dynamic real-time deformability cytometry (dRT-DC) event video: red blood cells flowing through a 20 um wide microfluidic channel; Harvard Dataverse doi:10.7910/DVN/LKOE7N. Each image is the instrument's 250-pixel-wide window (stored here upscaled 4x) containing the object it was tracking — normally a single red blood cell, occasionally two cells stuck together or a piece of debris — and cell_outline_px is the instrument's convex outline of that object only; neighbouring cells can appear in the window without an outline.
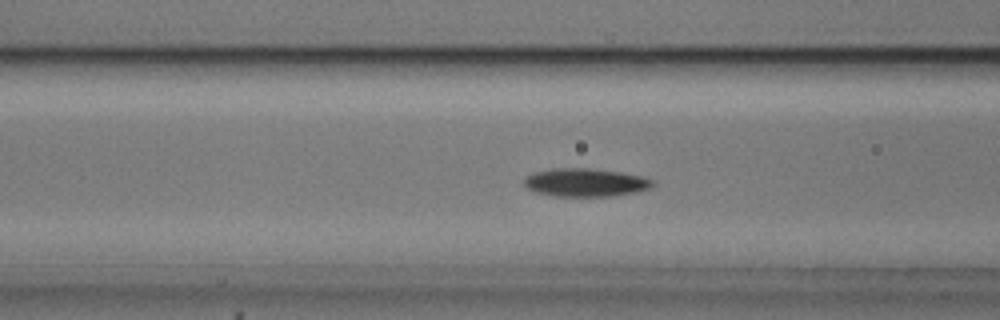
{"species": "common noctule bat (a hibernating species)", "species_latin": "Nyctalus noctula", "temperature_condition": "cold", "stored_images_in_passage": 55, "camera_frame_rate_fps": 3000, "um_per_image_px": 0.085, "animal": {"sex": "male", "body_mass_g": 20.5, "forearm_length_mm": 52.5}, "frame": {"image": 1, "passage_image": 21, "time_ms": 6.667, "image_size_px": [1000, 320], "cell_outline_px": [[656, 184], [652, 188], [636, 192], [612, 196], [552, 196], [536, 192], [528, 188], [524, 184], [524, 180], [532, 172], [552, 168], [588, 168], [620, 172], [640, 176], [656, 180]], "centroid_in_image_um": [49.8, 15.51], "position_along_channel_um": 116.8, "area_um2": 21.27}}
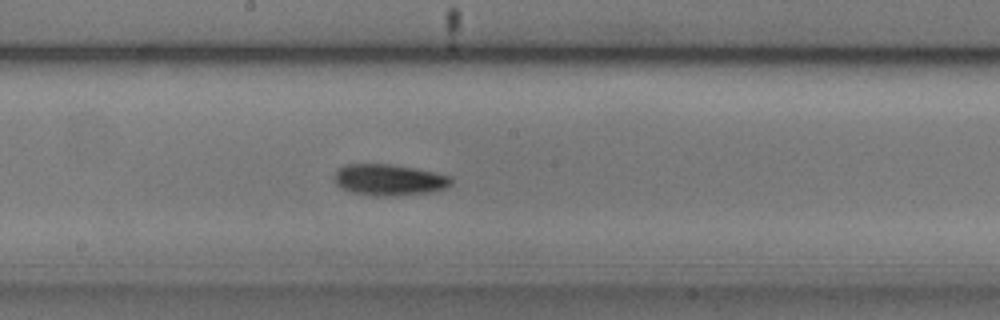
{"frame": {"image": 2, "passage_image": 29, "time_ms": 9.333, "image_size_px": [1000, 320], "cell_outline_px": [[452, 184], [448, 188], [436, 192], [396, 196], [372, 196], [352, 192], [340, 188], [336, 184], [332, 176], [336, 168], [344, 164], [388, 164], [416, 168], [452, 176]], "centroid_in_image_um": [33.07, 15.29], "position_along_channel_um": 215.1, "area_um2": 21.96}}
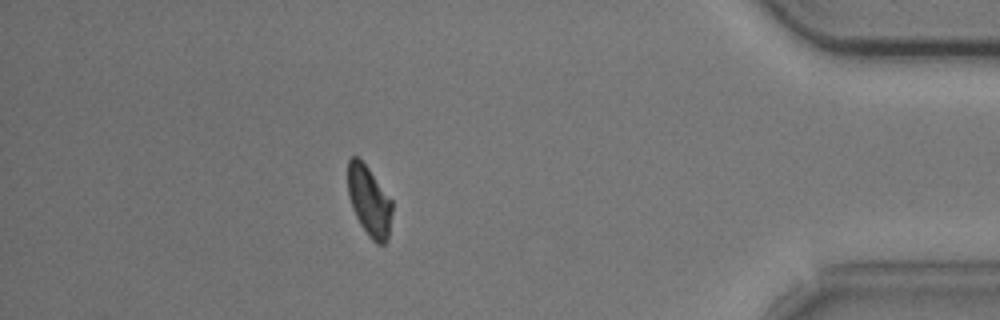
{"frame": {"image": 3, "passage_image": 48, "time_ms": 15.667, "image_size_px": [1000, 320], "cell_outline_px": [[392, 212], [388, 240], [384, 244], [376, 244], [368, 236], [360, 224], [352, 208], [348, 196], [348, 160], [352, 156], [356, 156], [368, 168], [392, 200]], "centroid_in_image_um": [31.38, 17.13], "position_along_channel_um": 403.8, "area_um2": 18.09}, "authors_computed_cell_mechanics": {"area_um2": 19.4786, "velocity_mm_per_s": 3.6745, "shape_relaxation_time_tau1_ms": 1.8066, "shape_relaxation_time_tau2_ms": null, "deformation_change_tau1": 0.1054, "deformation_change_tau2": null}}